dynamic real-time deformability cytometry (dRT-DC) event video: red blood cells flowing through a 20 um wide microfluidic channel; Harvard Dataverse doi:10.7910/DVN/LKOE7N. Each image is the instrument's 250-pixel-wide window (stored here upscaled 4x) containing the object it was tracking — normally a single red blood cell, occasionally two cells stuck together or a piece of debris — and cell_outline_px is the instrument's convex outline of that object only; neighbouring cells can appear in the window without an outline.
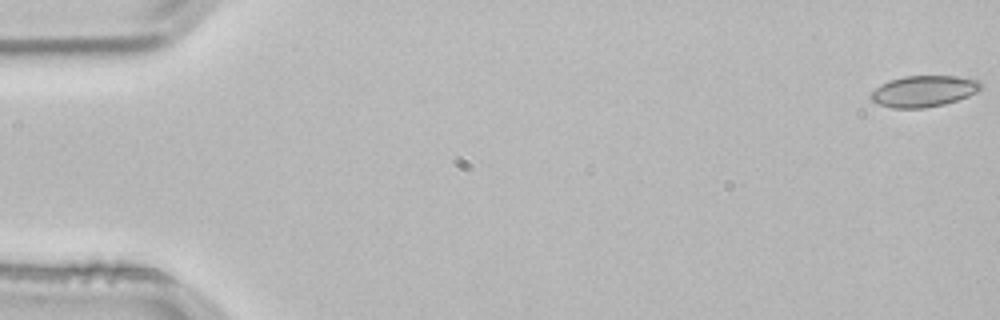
{"species": "common noctule bat (a hibernating species)", "species_latin": "Nyctalus noctula", "temperature_condition": "room temperature", "stored_images_in_passage": 54, "camera_frame_rate_fps": 3000, "um_per_image_px": 0.085, "animal": {"sex": "male", "body_mass_g": 21.5, "forearm_length_mm": 52.0}, "frame": {"image": 1, "passage_image": 1, "time_ms": 0.0, "image_size_px": [1000, 320], "cell_outline_px": [[980, 88], [976, 92], [968, 96], [944, 104], [924, 108], [892, 108], [876, 104], [872, 100], [872, 92], [880, 84], [888, 80], [904, 76], [956, 76], [980, 80]], "centroid_in_image_um": [78.49, 7.75], "position_along_channel_um": 6.5, "area_um2": 19.94}}
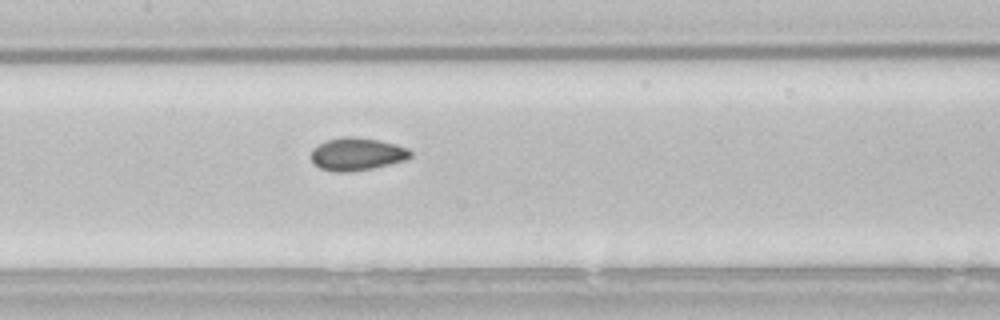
{"frame": {"image": 2, "passage_image": 26, "time_ms": 8.333, "image_size_px": [1000, 320], "cell_outline_px": [[412, 156], [404, 160], [372, 168], [348, 172], [336, 172], [320, 168], [312, 160], [312, 148], [328, 140], [344, 136], [352, 136], [380, 140], [396, 144], [408, 148], [412, 152]], "centroid_in_image_um": [30.36, 13.09], "position_along_channel_um": 177.0, "area_um2": 18.79}}
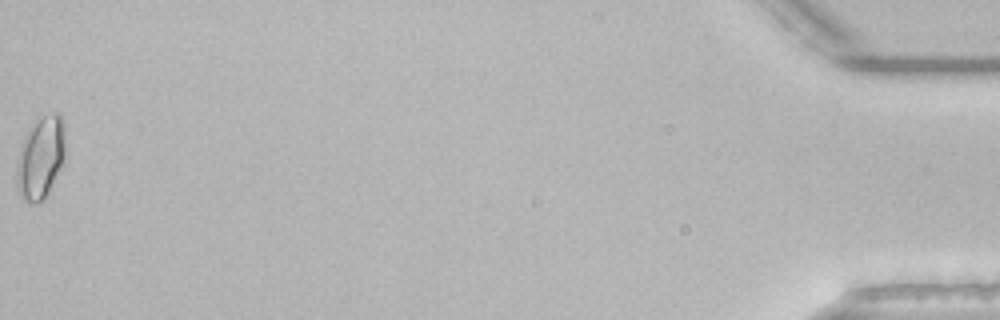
{"frame": {"image": 3, "passage_image": 54, "time_ms": 17.667, "image_size_px": [1000, 320], "cell_outline_px": [[64, 156], [48, 192], [40, 200], [28, 204], [20, 196], [16, 180], [16, 164], [20, 148], [24, 136], [32, 120], [36, 116], [52, 112], [60, 112], [64, 120]], "centroid_in_image_um": [3.42, 13.28], "position_along_channel_um": 431.8, "area_um2": 23.52}, "authors_computed_cell_mechanics": {"area_um2": 18.785, "velocity_mm_per_s": 3.8357, "shape_relaxation_time_tau1_ms": null, "shape_relaxation_time_tau2_ms": 1.411, "deformation_change_tau1": null, "deformation_change_tau2": 0.0577}}